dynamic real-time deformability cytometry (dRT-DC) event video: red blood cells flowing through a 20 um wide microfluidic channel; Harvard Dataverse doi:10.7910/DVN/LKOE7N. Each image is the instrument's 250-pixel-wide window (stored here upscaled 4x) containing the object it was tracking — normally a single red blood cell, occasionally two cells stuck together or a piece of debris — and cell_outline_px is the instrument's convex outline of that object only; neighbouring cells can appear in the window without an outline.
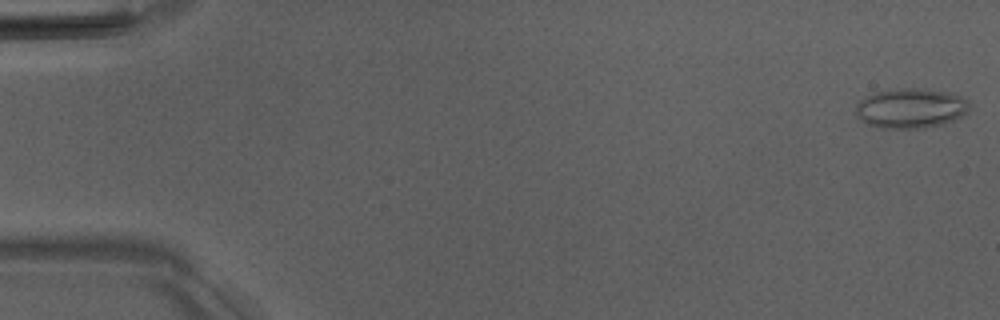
{"species": "Egyptian fruit bat (a non-hibernating species)", "species_latin": "Rousettus aegyptiacus", "temperature_condition": "room temperature", "stored_images_in_passage": 4, "camera_frame_rate_fps": 3000, "um_per_image_px": 0.085, "animal": {"sex": "male"}, "frame": {"image": 1, "passage_image": 1, "time_ms": 0.0, "image_size_px": [1000, 320], "cell_outline_px": [[968, 112], [944, 124], [924, 128], [880, 128], [868, 124], [860, 120], [856, 116], [856, 104], [860, 100], [876, 92], [900, 88], [924, 88], [948, 92], [960, 96], [968, 100]], "centroid_in_image_um": [77.4, 9.2], "position_along_channel_um": 7.6, "area_um2": 26.41}}